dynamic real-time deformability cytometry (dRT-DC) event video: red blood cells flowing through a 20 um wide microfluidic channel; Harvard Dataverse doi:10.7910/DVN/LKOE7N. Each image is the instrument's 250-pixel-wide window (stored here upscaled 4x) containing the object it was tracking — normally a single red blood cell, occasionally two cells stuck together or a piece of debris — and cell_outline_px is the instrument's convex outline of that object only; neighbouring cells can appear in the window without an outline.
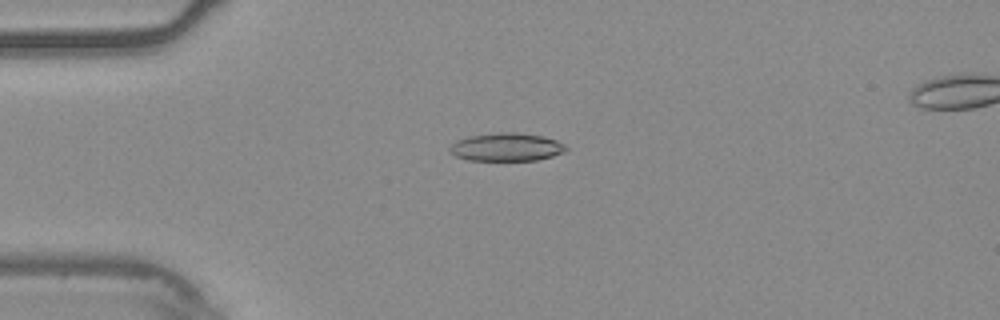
{"species": "common noctule bat (a hibernating species)", "species_latin": "Nyctalus noctula", "temperature_condition": "warm", "stored_images_in_passage": 55, "camera_frame_rate_fps": 3000, "um_per_image_px": 0.085, "animal": {"sex": "male", "body_mass_g": 20.4}, "frame": {"image": 1, "passage_image": 14, "time_ms": 4.333, "image_size_px": [1000, 320], "cell_outline_px": [[568, 148], [564, 152], [552, 156], [536, 160], [468, 160], [456, 156], [448, 152], [448, 148], [456, 140], [468, 136], [496, 132], [516, 132], [544, 136], [556, 140], [564, 144]], "centroid_in_image_um": [43.02, 12.49], "position_along_channel_um": 42.0, "area_um2": 19.19}}
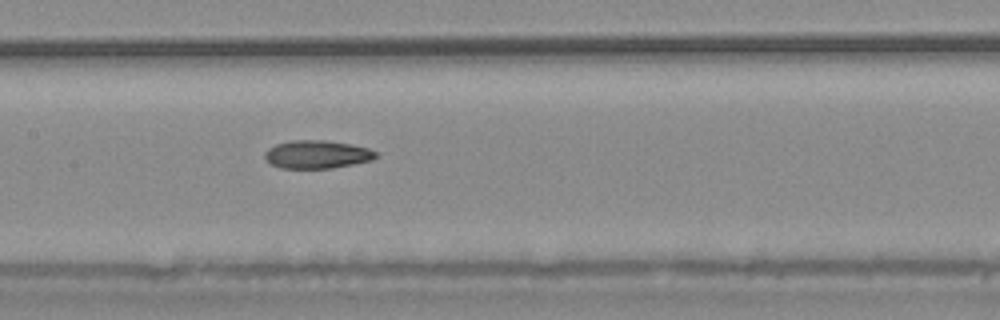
{"frame": {"image": 2, "passage_image": 27, "time_ms": 8.667, "image_size_px": [1000, 320], "cell_outline_px": [[376, 156], [372, 160], [332, 168], [280, 168], [272, 164], [264, 156], [264, 152], [268, 148], [276, 144], [292, 140], [324, 140], [352, 144], [368, 148], [376, 152]], "centroid_in_image_um": [26.93, 13.12], "position_along_channel_um": 180.5, "area_um2": 18.09}}
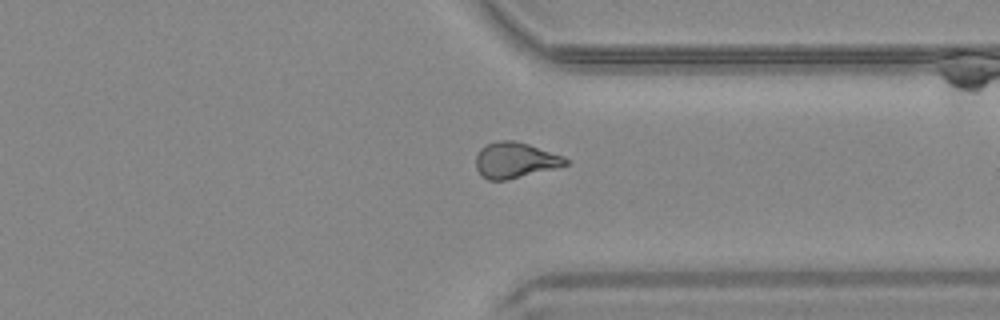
{"frame": {"image": 3, "passage_image": 42, "time_ms": 13.667, "image_size_px": [1000, 320], "cell_outline_px": [[568, 164], [504, 180], [488, 180], [480, 176], [476, 168], [476, 156], [480, 148], [496, 140], [512, 140], [528, 144], [564, 156], [568, 160]], "centroid_in_image_um": [43.73, 13.6], "position_along_channel_um": 367.7, "area_um2": 18.38}, "authors_computed_cell_mechanics": {"area_um2": 18.7272, "velocity_mm_per_s": 3.7555, "shape_relaxation_time_tau1_ms": null, "shape_relaxation_time_tau2_ms": 5.6127, "deformation_change_tau1": null, "deformation_change_tau2": 0.1473}}